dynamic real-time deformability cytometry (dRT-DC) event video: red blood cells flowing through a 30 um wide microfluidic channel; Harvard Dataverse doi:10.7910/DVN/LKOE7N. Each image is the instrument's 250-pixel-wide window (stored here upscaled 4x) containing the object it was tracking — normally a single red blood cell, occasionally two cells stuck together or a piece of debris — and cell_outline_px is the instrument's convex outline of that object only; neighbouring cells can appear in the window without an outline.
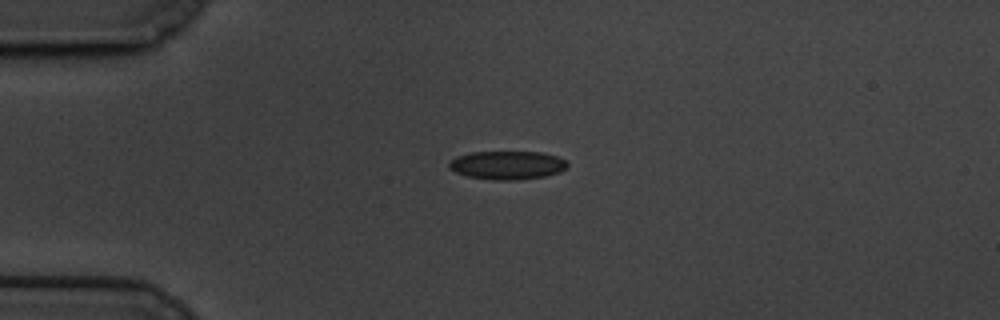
{"species": "common noctule bat (a hibernating species)", "species_latin": "Nyctalus noctula", "temperature_condition": "cold", "stored_images_in_passage": 46, "camera_frame_rate_fps": 3000, "um_per_image_px": 0.085, "animal": {"sex": "male", "body_mass_g": 19.5, "forearm_length_mm": 54.6}, "frame": {"image": 1, "passage_image": 1, "time_ms": 0.0, "image_size_px": [1000, 320], "cell_outline_px": [[568, 168], [560, 172], [544, 176], [516, 180], [496, 180], [468, 176], [456, 172], [448, 168], [448, 164], [456, 156], [468, 152], [540, 152], [556, 156], [564, 160], [568, 164]], "centroid_in_image_um": [43.11, 14.03], "position_along_channel_um": 41.9, "area_um2": 19.59}}
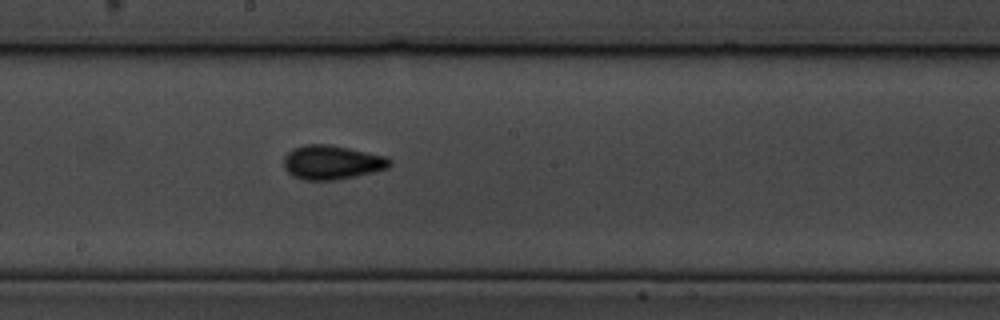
{"frame": {"image": 2, "passage_image": 19, "time_ms": 6.0, "image_size_px": [1000, 320], "cell_outline_px": [[392, 164], [388, 168], [372, 172], [336, 180], [304, 180], [292, 176], [284, 168], [284, 156], [292, 148], [304, 144], [328, 144], [388, 156], [392, 160]], "centroid_in_image_um": [28.21, 13.79], "position_along_channel_um": 220.0, "area_um2": 21.21}}
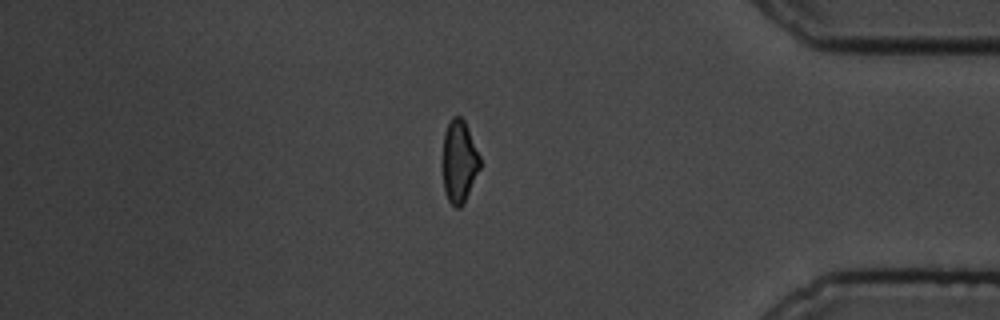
{"frame": {"image": 3, "passage_image": 37, "time_ms": 12.0, "image_size_px": [1000, 320], "cell_outline_px": [[480, 168], [464, 204], [460, 208], [456, 208], [448, 200], [444, 192], [444, 132], [452, 116], [460, 116], [464, 120], [468, 128], [480, 156]], "centroid_in_image_um": [39.05, 13.74], "position_along_channel_um": 396.2, "area_um2": 17.74}, "authors_computed_cell_mechanics": {"area_um2": 19.363, "velocity_mm_per_s": 3.3962, "shape_relaxation_time_tau1_ms": 2.8688, "shape_relaxation_time_tau2_ms": 2.12, "deformation_change_tau1": 0.0814, "deformation_change_tau2": 0.0698}}